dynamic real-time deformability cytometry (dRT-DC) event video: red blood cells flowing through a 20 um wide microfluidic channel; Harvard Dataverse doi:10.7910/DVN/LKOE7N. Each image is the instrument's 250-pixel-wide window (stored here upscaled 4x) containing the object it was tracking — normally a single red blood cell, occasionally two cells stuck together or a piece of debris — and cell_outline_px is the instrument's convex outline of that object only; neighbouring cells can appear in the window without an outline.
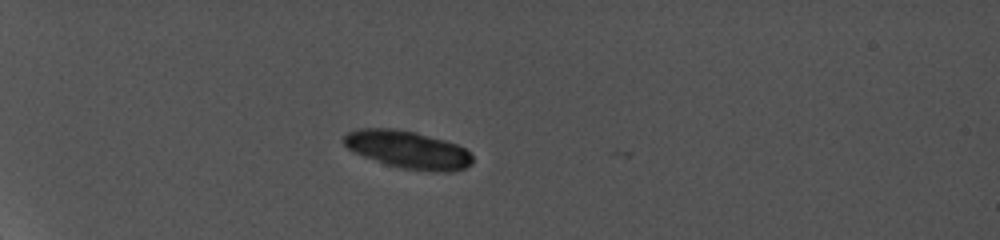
{"species": "common noctule bat (a hibernating species)", "species_latin": "Nyctalus noctula", "temperature_condition": "cold", "stored_images_in_passage": 3, "camera_frame_rate_fps": 5000, "um_per_image_px": 0.085, "animal": {"sex": "female", "body_mass_g": 19.0, "forearm_length_mm": 56.7}, "frame": {"image": 1, "passage_image": 1, "time_ms": 0.0, "image_size_px": [1000, 240], "cell_outline_px": [[472, 164], [464, 168], [452, 172], [432, 172], [400, 168], [364, 156], [348, 148], [344, 144], [344, 136], [348, 132], [356, 128], [392, 128], [416, 132], [444, 140], [456, 144], [464, 148], [472, 156]], "centroid_in_image_um": [34.69, 12.72], "position_along_channel_um": 50.3, "area_um2": 28.15}}